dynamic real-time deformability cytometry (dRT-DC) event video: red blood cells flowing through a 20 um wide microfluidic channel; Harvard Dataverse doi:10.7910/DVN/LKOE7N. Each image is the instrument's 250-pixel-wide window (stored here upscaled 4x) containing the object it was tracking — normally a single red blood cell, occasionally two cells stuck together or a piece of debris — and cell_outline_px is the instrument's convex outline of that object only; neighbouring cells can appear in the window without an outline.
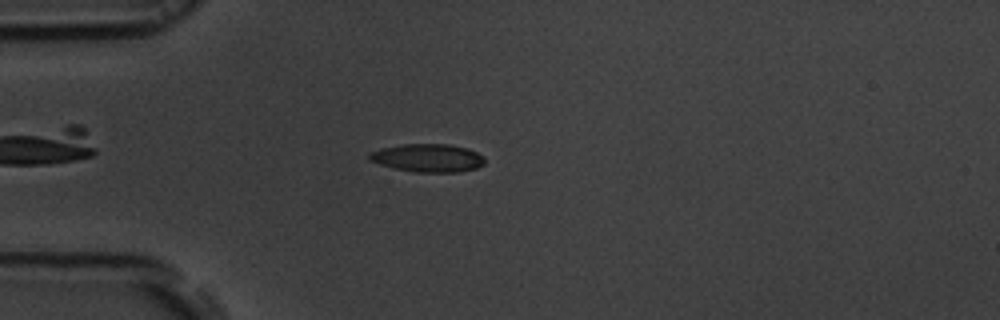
{"species": "common noctule bat (a hibernating species)", "species_latin": "Nyctalus noctula", "temperature_condition": "room temperature", "stored_images_in_passage": 46, "camera_frame_rate_fps": 3000, "um_per_image_px": 0.085, "animal": {"sex": "male", "body_mass_g": 19.5, "forearm_length_mm": 54.6}, "frame": {"image": 1, "passage_image": 7, "time_ms": 2.0, "image_size_px": [1000, 320], "cell_outline_px": [[484, 164], [476, 168], [460, 172], [416, 172], [392, 168], [368, 160], [368, 152], [380, 148], [404, 144], [448, 144], [468, 148], [484, 156]], "centroid_in_image_um": [36.34, 13.42], "position_along_channel_um": 48.7, "area_um2": 19.07}}
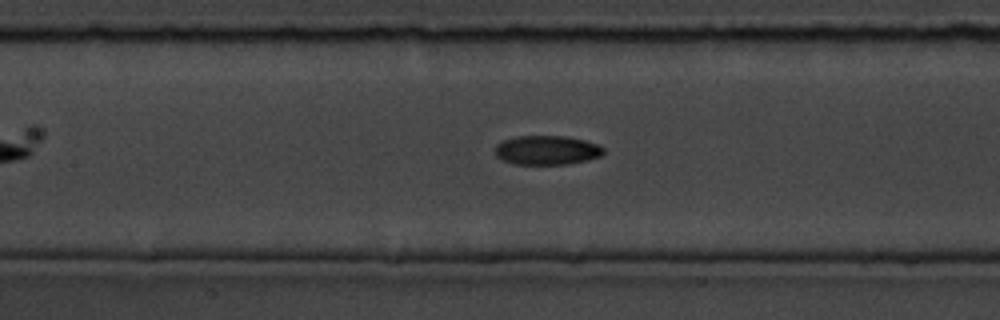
{"frame": {"image": 2, "passage_image": 17, "time_ms": 5.333, "image_size_px": [1000, 320], "cell_outline_px": [[604, 152], [600, 156], [588, 160], [568, 164], [516, 164], [500, 160], [496, 156], [496, 144], [504, 140], [516, 136], [564, 136], [584, 140], [596, 144], [604, 148]], "centroid_in_image_um": [46.47, 12.77], "position_along_channel_um": 160.9, "area_um2": 18.44}}
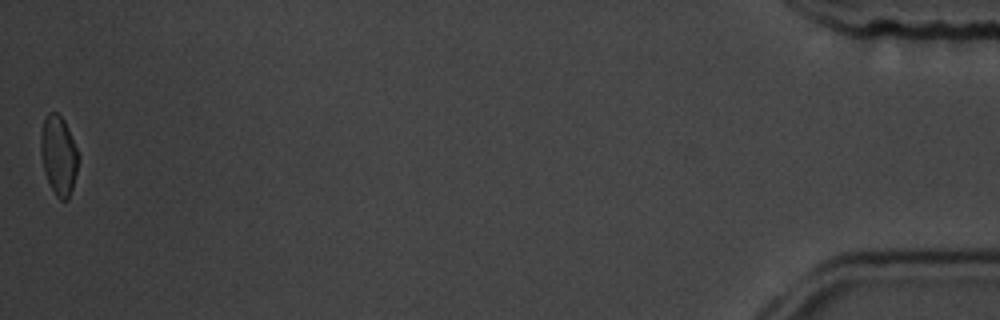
{"frame": {"image": 3, "passage_image": 46, "time_ms": 15.0, "image_size_px": [1000, 320], "cell_outline_px": [[80, 156], [72, 188], [68, 200], [60, 200], [56, 196], [44, 172], [40, 152], [40, 136], [44, 120], [48, 112], [56, 112], [64, 120], [68, 128]], "centroid_in_image_um": [4.98, 13.19], "position_along_channel_um": 430.2, "area_um2": 17.34}, "authors_computed_cell_mechanics": {"area_um2": 18.0336, "velocity_mm_per_s": 3.8044, "shape_relaxation_time_tau1_ms": 4.4861, "shape_relaxation_time_tau2_ms": 9.6781, "deformation_change_tau1": 0.1223, "deformation_change_tau2": 0.1419}}